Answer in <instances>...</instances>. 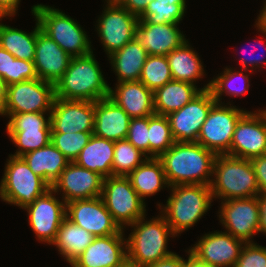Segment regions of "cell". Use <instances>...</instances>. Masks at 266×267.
Wrapping results in <instances>:
<instances>
[{
    "mask_svg": "<svg viewBox=\"0 0 266 267\" xmlns=\"http://www.w3.org/2000/svg\"><path fill=\"white\" fill-rule=\"evenodd\" d=\"M216 154L197 142H175L159 159L169 186H210ZM211 178V179H210Z\"/></svg>",
    "mask_w": 266,
    "mask_h": 267,
    "instance_id": "cell-1",
    "label": "cell"
},
{
    "mask_svg": "<svg viewBox=\"0 0 266 267\" xmlns=\"http://www.w3.org/2000/svg\"><path fill=\"white\" fill-rule=\"evenodd\" d=\"M110 87L93 51L72 57L65 73L54 85L56 98L93 102L108 97Z\"/></svg>",
    "mask_w": 266,
    "mask_h": 267,
    "instance_id": "cell-2",
    "label": "cell"
},
{
    "mask_svg": "<svg viewBox=\"0 0 266 267\" xmlns=\"http://www.w3.org/2000/svg\"><path fill=\"white\" fill-rule=\"evenodd\" d=\"M146 216L129 225L133 229L127 240V263L129 267H145L158 262L174 252L167 250L169 237H176L165 217L145 220Z\"/></svg>",
    "mask_w": 266,
    "mask_h": 267,
    "instance_id": "cell-3",
    "label": "cell"
},
{
    "mask_svg": "<svg viewBox=\"0 0 266 267\" xmlns=\"http://www.w3.org/2000/svg\"><path fill=\"white\" fill-rule=\"evenodd\" d=\"M171 194L163 204H158L173 233L178 236L193 227L210 209L213 202L211 187L200 184L173 185Z\"/></svg>",
    "mask_w": 266,
    "mask_h": 267,
    "instance_id": "cell-4",
    "label": "cell"
},
{
    "mask_svg": "<svg viewBox=\"0 0 266 267\" xmlns=\"http://www.w3.org/2000/svg\"><path fill=\"white\" fill-rule=\"evenodd\" d=\"M213 177L210 185L213 199L226 201L260 194L257 178L249 159L218 154L213 164Z\"/></svg>",
    "mask_w": 266,
    "mask_h": 267,
    "instance_id": "cell-5",
    "label": "cell"
},
{
    "mask_svg": "<svg viewBox=\"0 0 266 267\" xmlns=\"http://www.w3.org/2000/svg\"><path fill=\"white\" fill-rule=\"evenodd\" d=\"M41 31L53 39L71 57L84 56L93 51L87 32L70 16L49 5L32 6Z\"/></svg>",
    "mask_w": 266,
    "mask_h": 267,
    "instance_id": "cell-6",
    "label": "cell"
},
{
    "mask_svg": "<svg viewBox=\"0 0 266 267\" xmlns=\"http://www.w3.org/2000/svg\"><path fill=\"white\" fill-rule=\"evenodd\" d=\"M0 182V199L24 209L51 186L36 175L22 157L9 155Z\"/></svg>",
    "mask_w": 266,
    "mask_h": 267,
    "instance_id": "cell-7",
    "label": "cell"
},
{
    "mask_svg": "<svg viewBox=\"0 0 266 267\" xmlns=\"http://www.w3.org/2000/svg\"><path fill=\"white\" fill-rule=\"evenodd\" d=\"M101 197L121 229H126L138 219L147 216L146 203L139 197L127 176L106 177L103 180Z\"/></svg>",
    "mask_w": 266,
    "mask_h": 267,
    "instance_id": "cell-8",
    "label": "cell"
},
{
    "mask_svg": "<svg viewBox=\"0 0 266 267\" xmlns=\"http://www.w3.org/2000/svg\"><path fill=\"white\" fill-rule=\"evenodd\" d=\"M55 99L54 84L39 78L6 87V98L0 116L18 113H51Z\"/></svg>",
    "mask_w": 266,
    "mask_h": 267,
    "instance_id": "cell-9",
    "label": "cell"
},
{
    "mask_svg": "<svg viewBox=\"0 0 266 267\" xmlns=\"http://www.w3.org/2000/svg\"><path fill=\"white\" fill-rule=\"evenodd\" d=\"M226 104L216 102L211 107L197 139L198 144L213 151L216 155L227 154L230 151L235 126L247 112V110L236 108L231 103Z\"/></svg>",
    "mask_w": 266,
    "mask_h": 267,
    "instance_id": "cell-10",
    "label": "cell"
},
{
    "mask_svg": "<svg viewBox=\"0 0 266 267\" xmlns=\"http://www.w3.org/2000/svg\"><path fill=\"white\" fill-rule=\"evenodd\" d=\"M38 112L6 115L9 121L6 132L18 147L12 156L21 157L27 152L43 148L51 142L50 114Z\"/></svg>",
    "mask_w": 266,
    "mask_h": 267,
    "instance_id": "cell-11",
    "label": "cell"
},
{
    "mask_svg": "<svg viewBox=\"0 0 266 267\" xmlns=\"http://www.w3.org/2000/svg\"><path fill=\"white\" fill-rule=\"evenodd\" d=\"M105 9L96 21L98 37L109 57L136 37L139 18L118 2L105 0Z\"/></svg>",
    "mask_w": 266,
    "mask_h": 267,
    "instance_id": "cell-12",
    "label": "cell"
},
{
    "mask_svg": "<svg viewBox=\"0 0 266 267\" xmlns=\"http://www.w3.org/2000/svg\"><path fill=\"white\" fill-rule=\"evenodd\" d=\"M218 214L224 232L245 243L254 242L253 236L259 233L258 196L221 201Z\"/></svg>",
    "mask_w": 266,
    "mask_h": 267,
    "instance_id": "cell-13",
    "label": "cell"
},
{
    "mask_svg": "<svg viewBox=\"0 0 266 267\" xmlns=\"http://www.w3.org/2000/svg\"><path fill=\"white\" fill-rule=\"evenodd\" d=\"M55 195L51 188L24 208L36 239L49 245L56 239L58 228L66 218V203Z\"/></svg>",
    "mask_w": 266,
    "mask_h": 267,
    "instance_id": "cell-14",
    "label": "cell"
},
{
    "mask_svg": "<svg viewBox=\"0 0 266 267\" xmlns=\"http://www.w3.org/2000/svg\"><path fill=\"white\" fill-rule=\"evenodd\" d=\"M266 154V115L263 110L247 111L237 122L227 155L252 159Z\"/></svg>",
    "mask_w": 266,
    "mask_h": 267,
    "instance_id": "cell-15",
    "label": "cell"
},
{
    "mask_svg": "<svg viewBox=\"0 0 266 267\" xmlns=\"http://www.w3.org/2000/svg\"><path fill=\"white\" fill-rule=\"evenodd\" d=\"M66 218L94 237L117 234L121 230L101 196L66 203Z\"/></svg>",
    "mask_w": 266,
    "mask_h": 267,
    "instance_id": "cell-16",
    "label": "cell"
},
{
    "mask_svg": "<svg viewBox=\"0 0 266 267\" xmlns=\"http://www.w3.org/2000/svg\"><path fill=\"white\" fill-rule=\"evenodd\" d=\"M216 103L211 91L204 90L181 109L170 113L172 135L176 142H197L201 126Z\"/></svg>",
    "mask_w": 266,
    "mask_h": 267,
    "instance_id": "cell-17",
    "label": "cell"
},
{
    "mask_svg": "<svg viewBox=\"0 0 266 267\" xmlns=\"http://www.w3.org/2000/svg\"><path fill=\"white\" fill-rule=\"evenodd\" d=\"M124 229L117 234L95 237L70 264L72 267H127V240Z\"/></svg>",
    "mask_w": 266,
    "mask_h": 267,
    "instance_id": "cell-18",
    "label": "cell"
},
{
    "mask_svg": "<svg viewBox=\"0 0 266 267\" xmlns=\"http://www.w3.org/2000/svg\"><path fill=\"white\" fill-rule=\"evenodd\" d=\"M103 180L100 174L85 169L75 162H69L51 188L57 194L62 192V200L69 203L100 197Z\"/></svg>",
    "mask_w": 266,
    "mask_h": 267,
    "instance_id": "cell-19",
    "label": "cell"
},
{
    "mask_svg": "<svg viewBox=\"0 0 266 267\" xmlns=\"http://www.w3.org/2000/svg\"><path fill=\"white\" fill-rule=\"evenodd\" d=\"M51 133L94 131V102L56 98L50 113Z\"/></svg>",
    "mask_w": 266,
    "mask_h": 267,
    "instance_id": "cell-20",
    "label": "cell"
},
{
    "mask_svg": "<svg viewBox=\"0 0 266 267\" xmlns=\"http://www.w3.org/2000/svg\"><path fill=\"white\" fill-rule=\"evenodd\" d=\"M245 242L222 231L205 233L189 249L211 267H234Z\"/></svg>",
    "mask_w": 266,
    "mask_h": 267,
    "instance_id": "cell-21",
    "label": "cell"
},
{
    "mask_svg": "<svg viewBox=\"0 0 266 267\" xmlns=\"http://www.w3.org/2000/svg\"><path fill=\"white\" fill-rule=\"evenodd\" d=\"M72 57L41 30L37 33L34 65L37 76L53 83L62 77Z\"/></svg>",
    "mask_w": 266,
    "mask_h": 267,
    "instance_id": "cell-22",
    "label": "cell"
},
{
    "mask_svg": "<svg viewBox=\"0 0 266 267\" xmlns=\"http://www.w3.org/2000/svg\"><path fill=\"white\" fill-rule=\"evenodd\" d=\"M178 25L138 23L136 38L148 55L167 56L187 41Z\"/></svg>",
    "mask_w": 266,
    "mask_h": 267,
    "instance_id": "cell-23",
    "label": "cell"
},
{
    "mask_svg": "<svg viewBox=\"0 0 266 267\" xmlns=\"http://www.w3.org/2000/svg\"><path fill=\"white\" fill-rule=\"evenodd\" d=\"M130 120L109 96L94 102V135L114 142L126 139Z\"/></svg>",
    "mask_w": 266,
    "mask_h": 267,
    "instance_id": "cell-24",
    "label": "cell"
},
{
    "mask_svg": "<svg viewBox=\"0 0 266 267\" xmlns=\"http://www.w3.org/2000/svg\"><path fill=\"white\" fill-rule=\"evenodd\" d=\"M109 97L131 118L155 114L153 91L141 81L117 82L114 89L110 87Z\"/></svg>",
    "mask_w": 266,
    "mask_h": 267,
    "instance_id": "cell-25",
    "label": "cell"
},
{
    "mask_svg": "<svg viewBox=\"0 0 266 267\" xmlns=\"http://www.w3.org/2000/svg\"><path fill=\"white\" fill-rule=\"evenodd\" d=\"M209 88L210 81L203 88H197L189 82L171 80L153 92L155 114L168 116Z\"/></svg>",
    "mask_w": 266,
    "mask_h": 267,
    "instance_id": "cell-26",
    "label": "cell"
},
{
    "mask_svg": "<svg viewBox=\"0 0 266 267\" xmlns=\"http://www.w3.org/2000/svg\"><path fill=\"white\" fill-rule=\"evenodd\" d=\"M147 57V51L135 37L111 54L108 60L117 76V82H129L139 81Z\"/></svg>",
    "mask_w": 266,
    "mask_h": 267,
    "instance_id": "cell-27",
    "label": "cell"
},
{
    "mask_svg": "<svg viewBox=\"0 0 266 267\" xmlns=\"http://www.w3.org/2000/svg\"><path fill=\"white\" fill-rule=\"evenodd\" d=\"M30 169L50 186L59 178L70 162L51 142L21 156Z\"/></svg>",
    "mask_w": 266,
    "mask_h": 267,
    "instance_id": "cell-28",
    "label": "cell"
},
{
    "mask_svg": "<svg viewBox=\"0 0 266 267\" xmlns=\"http://www.w3.org/2000/svg\"><path fill=\"white\" fill-rule=\"evenodd\" d=\"M127 177L143 201L160 192L163 187H170L159 158L147 157Z\"/></svg>",
    "mask_w": 266,
    "mask_h": 267,
    "instance_id": "cell-29",
    "label": "cell"
},
{
    "mask_svg": "<svg viewBox=\"0 0 266 267\" xmlns=\"http://www.w3.org/2000/svg\"><path fill=\"white\" fill-rule=\"evenodd\" d=\"M113 153L114 141L93 134L74 162L105 179L112 176Z\"/></svg>",
    "mask_w": 266,
    "mask_h": 267,
    "instance_id": "cell-30",
    "label": "cell"
},
{
    "mask_svg": "<svg viewBox=\"0 0 266 267\" xmlns=\"http://www.w3.org/2000/svg\"><path fill=\"white\" fill-rule=\"evenodd\" d=\"M166 57L173 80L196 85L197 80L205 75L204 65L188 40L179 48L172 50Z\"/></svg>",
    "mask_w": 266,
    "mask_h": 267,
    "instance_id": "cell-31",
    "label": "cell"
},
{
    "mask_svg": "<svg viewBox=\"0 0 266 267\" xmlns=\"http://www.w3.org/2000/svg\"><path fill=\"white\" fill-rule=\"evenodd\" d=\"M95 237L82 227L65 218L60 224L57 236L51 245L71 264L93 242Z\"/></svg>",
    "mask_w": 266,
    "mask_h": 267,
    "instance_id": "cell-32",
    "label": "cell"
},
{
    "mask_svg": "<svg viewBox=\"0 0 266 267\" xmlns=\"http://www.w3.org/2000/svg\"><path fill=\"white\" fill-rule=\"evenodd\" d=\"M35 20V28L29 33L0 23V46L15 58L34 61L37 33L41 30L36 17Z\"/></svg>",
    "mask_w": 266,
    "mask_h": 267,
    "instance_id": "cell-33",
    "label": "cell"
},
{
    "mask_svg": "<svg viewBox=\"0 0 266 267\" xmlns=\"http://www.w3.org/2000/svg\"><path fill=\"white\" fill-rule=\"evenodd\" d=\"M225 70L222 71L223 73H220L217 75V77H213V79L210 81V88L213 98L216 102L222 103V95L226 94L229 97L231 96H244L246 93H248L250 81H249V74L252 73L251 70H235L229 66L224 68ZM235 70V71H234ZM249 72V74L244 73ZM241 80L242 83L236 82ZM221 97V98H220Z\"/></svg>",
    "mask_w": 266,
    "mask_h": 267,
    "instance_id": "cell-34",
    "label": "cell"
},
{
    "mask_svg": "<svg viewBox=\"0 0 266 267\" xmlns=\"http://www.w3.org/2000/svg\"><path fill=\"white\" fill-rule=\"evenodd\" d=\"M148 130L149 157L159 158L176 142L167 116L158 114L149 116Z\"/></svg>",
    "mask_w": 266,
    "mask_h": 267,
    "instance_id": "cell-35",
    "label": "cell"
},
{
    "mask_svg": "<svg viewBox=\"0 0 266 267\" xmlns=\"http://www.w3.org/2000/svg\"><path fill=\"white\" fill-rule=\"evenodd\" d=\"M147 156L127 139L114 142L112 176H128Z\"/></svg>",
    "mask_w": 266,
    "mask_h": 267,
    "instance_id": "cell-36",
    "label": "cell"
},
{
    "mask_svg": "<svg viewBox=\"0 0 266 267\" xmlns=\"http://www.w3.org/2000/svg\"><path fill=\"white\" fill-rule=\"evenodd\" d=\"M173 80L166 56L148 55L143 65L139 81L148 89L155 91Z\"/></svg>",
    "mask_w": 266,
    "mask_h": 267,
    "instance_id": "cell-37",
    "label": "cell"
},
{
    "mask_svg": "<svg viewBox=\"0 0 266 267\" xmlns=\"http://www.w3.org/2000/svg\"><path fill=\"white\" fill-rule=\"evenodd\" d=\"M186 10L179 4H168L150 0L138 23L179 24Z\"/></svg>",
    "mask_w": 266,
    "mask_h": 267,
    "instance_id": "cell-38",
    "label": "cell"
},
{
    "mask_svg": "<svg viewBox=\"0 0 266 267\" xmlns=\"http://www.w3.org/2000/svg\"><path fill=\"white\" fill-rule=\"evenodd\" d=\"M92 135L93 132L51 133V143L70 162H74Z\"/></svg>",
    "mask_w": 266,
    "mask_h": 267,
    "instance_id": "cell-39",
    "label": "cell"
},
{
    "mask_svg": "<svg viewBox=\"0 0 266 267\" xmlns=\"http://www.w3.org/2000/svg\"><path fill=\"white\" fill-rule=\"evenodd\" d=\"M149 116L131 118L126 139L149 157Z\"/></svg>",
    "mask_w": 266,
    "mask_h": 267,
    "instance_id": "cell-40",
    "label": "cell"
},
{
    "mask_svg": "<svg viewBox=\"0 0 266 267\" xmlns=\"http://www.w3.org/2000/svg\"><path fill=\"white\" fill-rule=\"evenodd\" d=\"M234 267H266V247L245 243Z\"/></svg>",
    "mask_w": 266,
    "mask_h": 267,
    "instance_id": "cell-41",
    "label": "cell"
},
{
    "mask_svg": "<svg viewBox=\"0 0 266 267\" xmlns=\"http://www.w3.org/2000/svg\"><path fill=\"white\" fill-rule=\"evenodd\" d=\"M37 78L38 76L33 61H26L18 58L12 60L11 84Z\"/></svg>",
    "mask_w": 266,
    "mask_h": 267,
    "instance_id": "cell-42",
    "label": "cell"
},
{
    "mask_svg": "<svg viewBox=\"0 0 266 267\" xmlns=\"http://www.w3.org/2000/svg\"><path fill=\"white\" fill-rule=\"evenodd\" d=\"M260 194L266 195V154L250 159Z\"/></svg>",
    "mask_w": 266,
    "mask_h": 267,
    "instance_id": "cell-43",
    "label": "cell"
},
{
    "mask_svg": "<svg viewBox=\"0 0 266 267\" xmlns=\"http://www.w3.org/2000/svg\"><path fill=\"white\" fill-rule=\"evenodd\" d=\"M15 57L0 46V76L3 78L6 86L11 85L12 60Z\"/></svg>",
    "mask_w": 266,
    "mask_h": 267,
    "instance_id": "cell-44",
    "label": "cell"
},
{
    "mask_svg": "<svg viewBox=\"0 0 266 267\" xmlns=\"http://www.w3.org/2000/svg\"><path fill=\"white\" fill-rule=\"evenodd\" d=\"M260 46L261 45H264L266 47V43H264L265 41L264 40H260L258 41ZM245 46V45H244ZM263 46V48H264ZM265 51V50H264ZM255 54V53H254ZM252 55V56H251ZM250 55L249 58L247 59H244L243 57L240 58V64H241V67L243 70H251V71H256L257 68H262L263 65L266 67V59L263 57V56H254L253 53ZM264 58V59H263ZM251 68V69H249ZM255 68V69H254Z\"/></svg>",
    "mask_w": 266,
    "mask_h": 267,
    "instance_id": "cell-45",
    "label": "cell"
},
{
    "mask_svg": "<svg viewBox=\"0 0 266 267\" xmlns=\"http://www.w3.org/2000/svg\"><path fill=\"white\" fill-rule=\"evenodd\" d=\"M117 2L137 17L145 11L144 0H118Z\"/></svg>",
    "mask_w": 266,
    "mask_h": 267,
    "instance_id": "cell-46",
    "label": "cell"
},
{
    "mask_svg": "<svg viewBox=\"0 0 266 267\" xmlns=\"http://www.w3.org/2000/svg\"><path fill=\"white\" fill-rule=\"evenodd\" d=\"M145 267H183V257L176 253Z\"/></svg>",
    "mask_w": 266,
    "mask_h": 267,
    "instance_id": "cell-47",
    "label": "cell"
},
{
    "mask_svg": "<svg viewBox=\"0 0 266 267\" xmlns=\"http://www.w3.org/2000/svg\"><path fill=\"white\" fill-rule=\"evenodd\" d=\"M21 0H0V15L7 17H13L18 11V5Z\"/></svg>",
    "mask_w": 266,
    "mask_h": 267,
    "instance_id": "cell-48",
    "label": "cell"
},
{
    "mask_svg": "<svg viewBox=\"0 0 266 267\" xmlns=\"http://www.w3.org/2000/svg\"><path fill=\"white\" fill-rule=\"evenodd\" d=\"M259 204V233L266 235V195H258Z\"/></svg>",
    "mask_w": 266,
    "mask_h": 267,
    "instance_id": "cell-49",
    "label": "cell"
},
{
    "mask_svg": "<svg viewBox=\"0 0 266 267\" xmlns=\"http://www.w3.org/2000/svg\"><path fill=\"white\" fill-rule=\"evenodd\" d=\"M186 251V253H188V259L183 258V267H211L195 255L190 249Z\"/></svg>",
    "mask_w": 266,
    "mask_h": 267,
    "instance_id": "cell-50",
    "label": "cell"
},
{
    "mask_svg": "<svg viewBox=\"0 0 266 267\" xmlns=\"http://www.w3.org/2000/svg\"><path fill=\"white\" fill-rule=\"evenodd\" d=\"M262 10H260L259 16L255 21V28L264 35V39H266V0L263 4Z\"/></svg>",
    "mask_w": 266,
    "mask_h": 267,
    "instance_id": "cell-51",
    "label": "cell"
},
{
    "mask_svg": "<svg viewBox=\"0 0 266 267\" xmlns=\"http://www.w3.org/2000/svg\"><path fill=\"white\" fill-rule=\"evenodd\" d=\"M6 84L4 83L3 78L0 76V113L2 111L5 98H6Z\"/></svg>",
    "mask_w": 266,
    "mask_h": 267,
    "instance_id": "cell-52",
    "label": "cell"
},
{
    "mask_svg": "<svg viewBox=\"0 0 266 267\" xmlns=\"http://www.w3.org/2000/svg\"><path fill=\"white\" fill-rule=\"evenodd\" d=\"M158 2L168 3V4H179L186 10V0H156Z\"/></svg>",
    "mask_w": 266,
    "mask_h": 267,
    "instance_id": "cell-53",
    "label": "cell"
},
{
    "mask_svg": "<svg viewBox=\"0 0 266 267\" xmlns=\"http://www.w3.org/2000/svg\"><path fill=\"white\" fill-rule=\"evenodd\" d=\"M149 1H150V0H144V2H145V9H146V7H147Z\"/></svg>",
    "mask_w": 266,
    "mask_h": 267,
    "instance_id": "cell-54",
    "label": "cell"
}]
</instances>
